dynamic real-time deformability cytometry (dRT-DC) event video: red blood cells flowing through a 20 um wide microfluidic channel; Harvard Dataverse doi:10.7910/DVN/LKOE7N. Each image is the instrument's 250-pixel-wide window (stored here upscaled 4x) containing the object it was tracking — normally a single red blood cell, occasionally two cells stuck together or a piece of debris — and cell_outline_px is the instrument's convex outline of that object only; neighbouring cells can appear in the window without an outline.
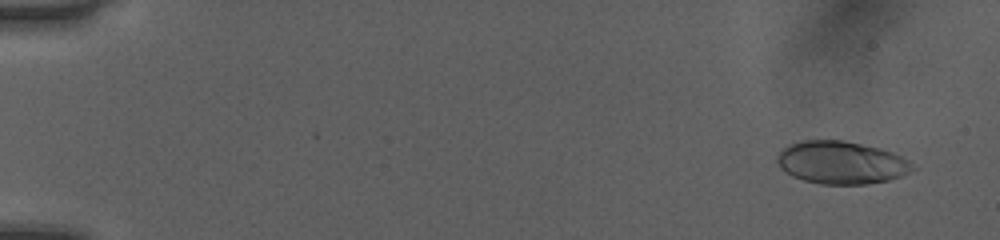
{"species": "human", "species_latin": "Homo sapiens", "temperature_condition": "room temperature", "stored_images_in_passage": 51, "camera_frame_rate_fps": 3000, "um_per_image_px": 0.085, "donor": {"sex": "female"}, "frame": {"image": 1, "passage_image": 3, "time_ms": 0.667, "image_size_px": [1000, 240], "cell_outline_px": [[916, 168], [900, 176], [888, 180], [868, 184], [820, 184], [804, 180], [792, 176], [784, 172], [780, 168], [776, 160], [776, 156], [788, 144], [800, 140], [844, 140], [880, 148], [892, 152], [908, 160]], "centroid_in_image_um": [71.47, 13.81], "position_along_channel_um": 13.5, "area_um2": 33.81}}
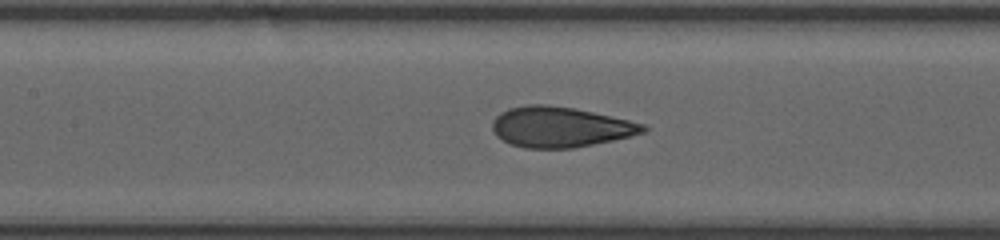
{"frame": {"image": 2, "passage_image": 25, "time_ms": 8.0, "image_size_px": [1000, 240], "cell_outline_px": [[648, 128], [644, 132], [612, 140], [572, 148], [524, 148], [512, 144], [496, 136], [492, 128], [492, 120], [500, 112], [508, 108], [524, 104], [548, 104], [572, 108], [592, 112], [628, 120], [644, 124]], "centroid_in_image_um": [47.56, 10.78], "position_along_channel_um": 159.8, "area_um2": 35.26}}
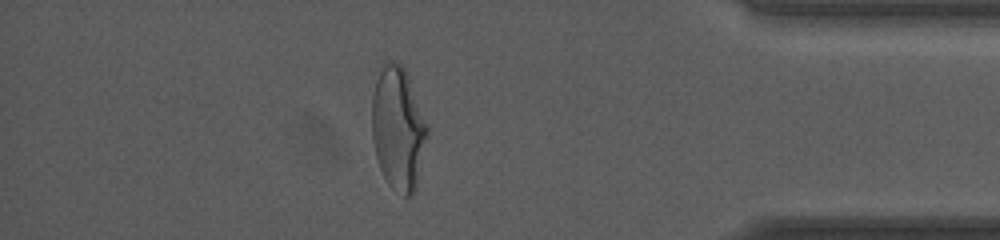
{"frame": {"image": 3, "passage_image": 45, "time_ms": 14.667, "image_size_px": [1000, 240], "cell_outline_px": [[428, 136], [416, 188], [412, 196], [404, 196], [392, 188], [388, 184], [380, 168], [376, 156], [372, 140], [372, 96], [380, 64], [388, 60], [396, 60], [404, 68], [428, 128]], "centroid_in_image_um": [33.82, 10.92], "position_along_channel_um": 401.4, "area_um2": 39.71}, "authors_computed_cell_mechanics": {"area_um2": 34.8534, "velocity_mm_per_s": 4.0724, "shape_relaxation_time_tau1_ms": 5.2119, "shape_relaxation_time_tau2_ms": null, "deformation_change_tau1": 0.2011, "deformation_change_tau2": null}}